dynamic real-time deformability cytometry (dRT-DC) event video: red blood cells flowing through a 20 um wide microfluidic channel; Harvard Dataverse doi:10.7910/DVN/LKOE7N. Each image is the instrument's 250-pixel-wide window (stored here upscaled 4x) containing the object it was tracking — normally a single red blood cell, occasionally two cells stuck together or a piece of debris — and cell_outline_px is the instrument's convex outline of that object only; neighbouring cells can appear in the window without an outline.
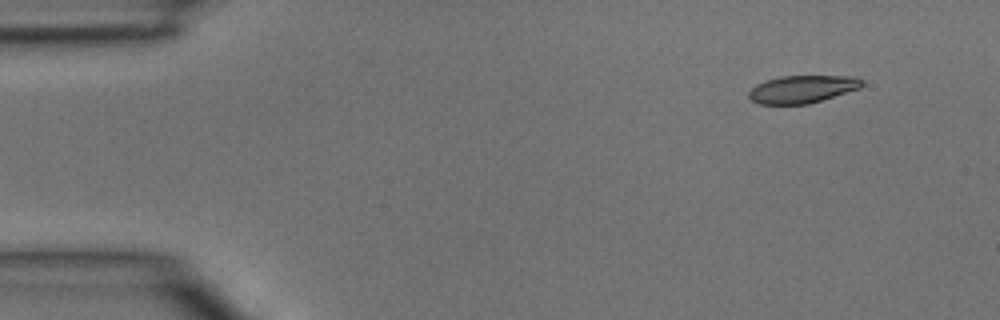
{"species": "common noctule bat (a hibernating species)", "species_latin": "Nyctalus noctula", "temperature_condition": "room temperature", "stored_images_in_passage": 4, "camera_frame_rate_fps": 3000, "um_per_image_px": 0.085, "animal": {"sex": "male", "body_mass_g": 15.6}, "frame": {"image": 1, "passage_image": 2, "time_ms": 0.333, "image_size_px": [1000, 320], "cell_outline_px": [[864, 84], [860, 88], [808, 104], [760, 104], [752, 100], [748, 96], [748, 92], [756, 84], [764, 80], [780, 76], [856, 76], [864, 80]], "centroid_in_image_um": [68.19, 7.56], "position_along_channel_um": 16.8, "area_um2": 18.26}}
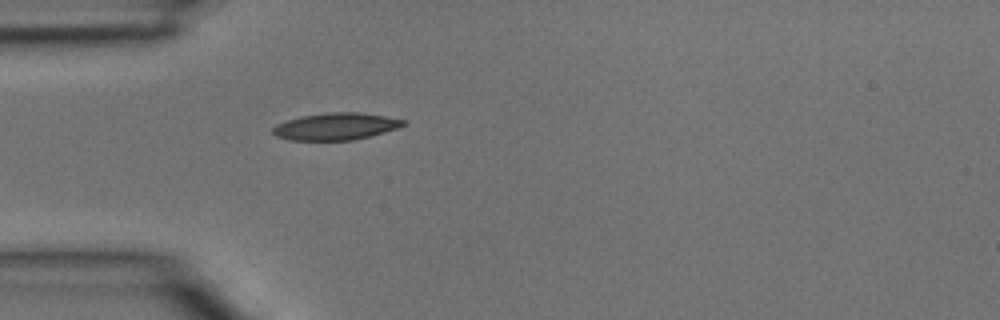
{"frame": {"image": 2, "passage_image": 4, "time_ms": 1.0, "image_size_px": [1000, 320], "cell_outline_px": [[408, 124], [400, 128], [372, 136], [352, 140], [288, 140], [276, 136], [272, 132], [272, 128], [276, 124], [300, 116], [328, 112], [360, 112], [408, 120]], "centroid_in_image_um": [28.6, 10.74], "position_along_channel_um": 56.4, "area_um2": 20.87}}